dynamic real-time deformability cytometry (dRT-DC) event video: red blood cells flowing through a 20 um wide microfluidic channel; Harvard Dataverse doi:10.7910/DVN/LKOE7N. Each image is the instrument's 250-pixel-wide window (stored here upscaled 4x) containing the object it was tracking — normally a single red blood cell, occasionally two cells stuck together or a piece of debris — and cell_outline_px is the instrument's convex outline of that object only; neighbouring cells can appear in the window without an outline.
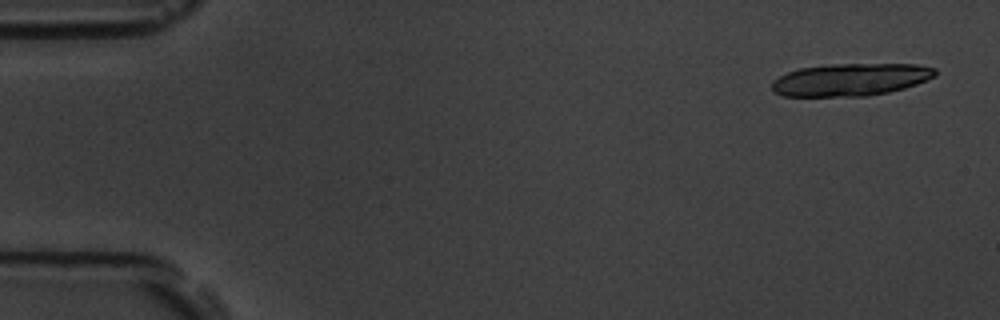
{"species": "common noctule bat (a hibernating species)", "species_latin": "Nyctalus noctula", "temperature_condition": "room temperature", "stored_images_in_passage": 6, "camera_frame_rate_fps": 3000, "um_per_image_px": 0.085, "animal": {"sex": "male", "body_mass_g": 19.5, "forearm_length_mm": 54.6}, "frame": {"image": 1, "passage_image": 1, "time_ms": 0.0, "image_size_px": [1000, 320], "cell_outline_px": [[936, 76], [916, 84], [904, 88], [888, 92], [868, 96], [784, 96], [772, 92], [772, 80], [788, 72], [800, 68], [832, 64], [916, 64], [936, 68]], "centroid_in_image_um": [72.29, 6.77], "position_along_channel_um": 12.7, "area_um2": 30.92}}